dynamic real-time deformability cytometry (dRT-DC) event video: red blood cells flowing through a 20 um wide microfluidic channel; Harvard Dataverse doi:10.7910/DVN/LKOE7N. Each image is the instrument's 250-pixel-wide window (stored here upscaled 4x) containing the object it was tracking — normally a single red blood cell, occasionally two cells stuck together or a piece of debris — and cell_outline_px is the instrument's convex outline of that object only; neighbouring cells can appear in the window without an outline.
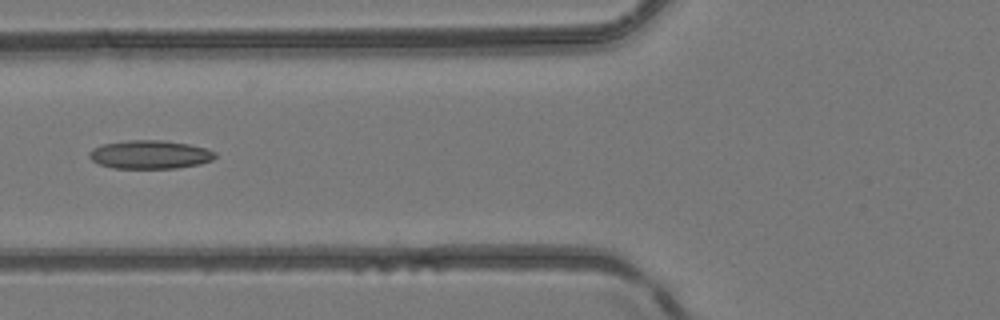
{"species": "common noctule bat (a hibernating species)", "species_latin": "Nyctalus noctula", "temperature_condition": "room temperature", "stored_images_in_passage": 6, "camera_frame_rate_fps": 3000, "um_per_image_px": 0.085, "animal": {"sex": "female", "body_mass_g": 24.6, "forearm_length_mm": 56.2}, "frame": {"image": 1, "passage_image": 4, "time_ms": 5.0, "image_size_px": [1000, 320], "cell_outline_px": [[216, 156], [212, 160], [200, 164], [176, 168], [112, 168], [100, 164], [92, 160], [88, 156], [88, 152], [92, 148], [100, 144], [128, 140], [164, 140], [188, 144], [204, 148], [216, 152]], "centroid_in_image_um": [12.71, 13.13], "position_along_channel_um": 113.1, "area_um2": 20.98}}
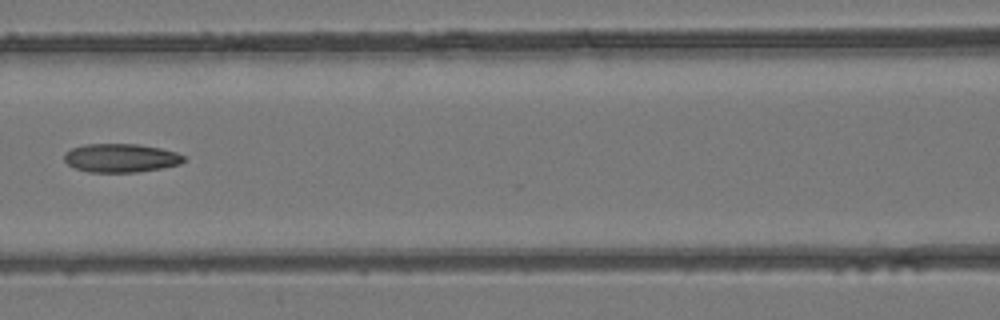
{"frame": {"image": 2, "passage_image": 5, "time_ms": 6.0, "image_size_px": [1000, 320], "cell_outline_px": [[184, 160], [180, 164], [160, 168], [136, 172], [88, 172], [76, 168], [68, 164], [64, 160], [64, 152], [72, 148], [84, 144], [140, 144], [160, 148], [176, 152], [184, 156]], "centroid_in_image_um": [10.25, 13.42], "position_along_channel_um": 156.4, "area_um2": 19.88}}
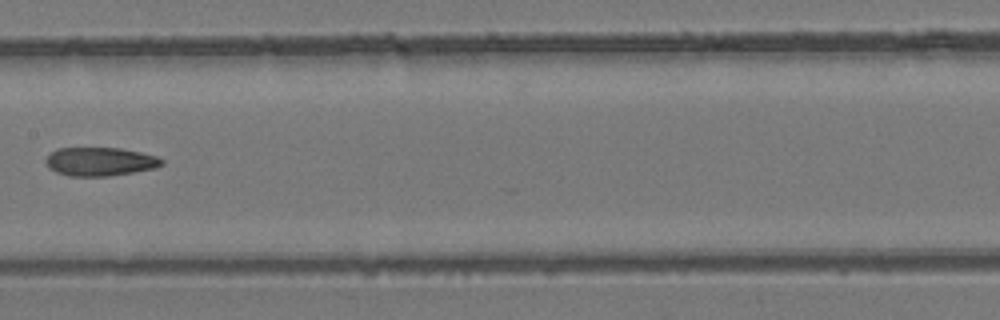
{"frame": {"image": 3, "passage_image": 6, "time_ms": 7.0, "image_size_px": [1000, 320], "cell_outline_px": [[164, 164], [156, 168], [108, 176], [68, 176], [56, 172], [48, 168], [44, 160], [56, 148], [120, 148], [140, 152], [156, 156], [164, 160]], "centroid_in_image_um": [8.49, 13.73], "position_along_channel_um": 198.9, "area_um2": 19.36}}